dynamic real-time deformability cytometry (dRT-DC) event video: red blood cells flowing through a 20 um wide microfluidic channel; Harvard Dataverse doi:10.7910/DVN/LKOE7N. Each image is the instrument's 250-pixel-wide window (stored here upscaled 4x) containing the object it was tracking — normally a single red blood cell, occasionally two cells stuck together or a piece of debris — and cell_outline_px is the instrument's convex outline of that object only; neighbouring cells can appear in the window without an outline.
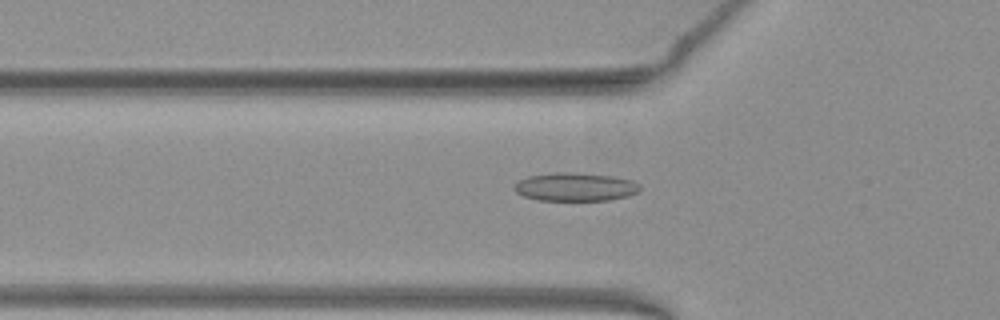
{"species": "common noctule bat (a hibernating species)", "species_latin": "Nyctalus noctula", "temperature_condition": "warm", "stored_images_in_passage": 48, "camera_frame_rate_fps": 3000, "um_per_image_px": 0.085, "animal": {"sex": "female", "body_mass_g": 19.3, "forearm_length_mm": 54.1}, "frame": {"image": 1, "passage_image": 14, "time_ms": 4.333, "image_size_px": [1000, 320], "cell_outline_px": [[640, 188], [636, 192], [628, 196], [608, 200], [540, 200], [524, 196], [516, 192], [512, 188], [520, 180], [528, 176], [556, 172], [572, 172], [612, 176], [632, 180], [640, 184]], "centroid_in_image_um": [48.9, 15.88], "position_along_channel_um": 76.9, "area_um2": 20.63}}
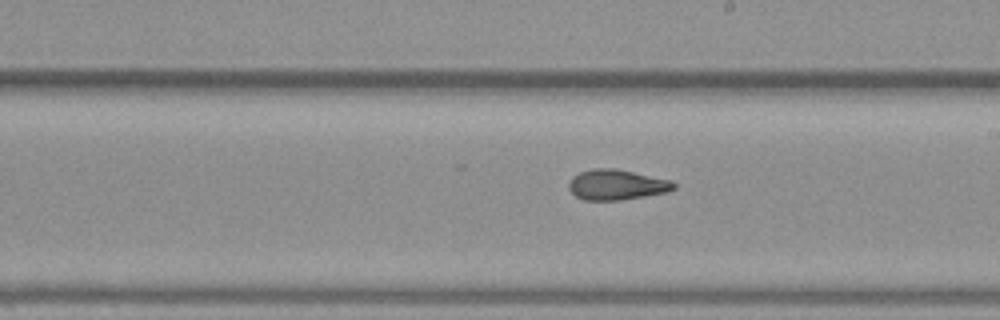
{"frame": {"image": 2, "passage_image": 26, "time_ms": 8.333, "image_size_px": [1000, 320], "cell_outline_px": [[676, 188], [668, 192], [620, 200], [584, 200], [576, 196], [568, 188], [568, 184], [572, 176], [580, 172], [592, 168], [616, 168], [672, 180], [676, 184]], "centroid_in_image_um": [52.42, 15.69], "position_along_channel_um": 236.6, "area_um2": 18.73}}
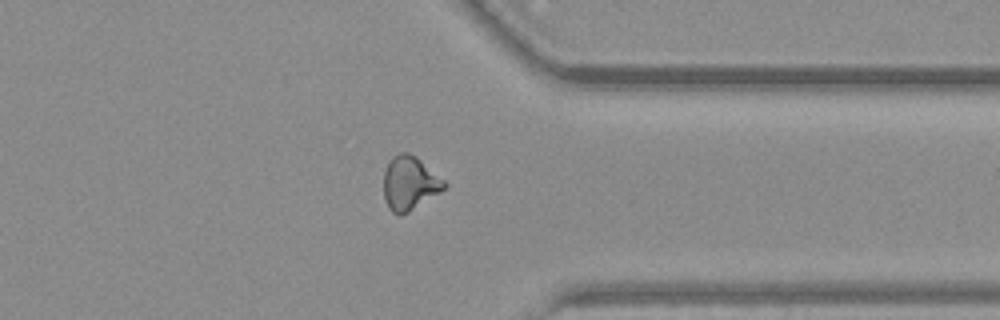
{"frame": {"image": 3, "passage_image": 37, "time_ms": 12.0, "image_size_px": [1000, 320], "cell_outline_px": [[448, 184], [440, 192], [408, 212], [400, 216], [392, 212], [388, 208], [384, 200], [384, 172], [392, 156], [400, 152], [408, 152], [416, 156], [444, 180]], "centroid_in_image_um": [34.8, 15.57], "position_along_channel_um": 376.6, "area_um2": 18.96}, "authors_computed_cell_mechanics": {"area_um2": 18.9873, "velocity_mm_per_s": 3.9681, "shape_relaxation_time_tau1_ms": null, "shape_relaxation_time_tau2_ms": 2.837, "deformation_change_tau1": null, "deformation_change_tau2": 0.1068}}